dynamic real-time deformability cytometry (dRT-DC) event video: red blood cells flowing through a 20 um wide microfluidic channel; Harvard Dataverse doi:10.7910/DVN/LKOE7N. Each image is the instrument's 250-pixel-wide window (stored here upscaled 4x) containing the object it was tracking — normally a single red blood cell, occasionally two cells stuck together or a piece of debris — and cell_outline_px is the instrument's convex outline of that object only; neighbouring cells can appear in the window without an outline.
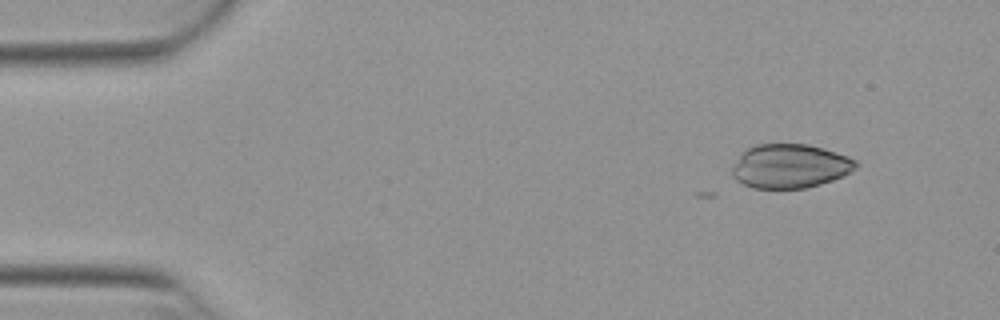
{"species": "Egyptian fruit bat (a non-hibernating species)", "species_latin": "Rousettus aegyptiacus", "temperature_condition": "warm", "stored_images_in_passage": 5, "camera_frame_rate_fps": 3000, "um_per_image_px": 0.085, "animal": {"sex": "female"}, "frame": {"image": 1, "passage_image": 3, "time_ms": 0.667, "image_size_px": [1000, 320], "cell_outline_px": [[856, 168], [844, 176], [820, 184], [804, 188], [752, 188], [736, 180], [732, 176], [732, 168], [740, 156], [748, 148], [756, 144], [808, 144], [824, 148], [848, 156], [856, 160]], "centroid_in_image_um": [67.16, 14.12], "position_along_channel_um": 17.8, "area_um2": 31.62}}